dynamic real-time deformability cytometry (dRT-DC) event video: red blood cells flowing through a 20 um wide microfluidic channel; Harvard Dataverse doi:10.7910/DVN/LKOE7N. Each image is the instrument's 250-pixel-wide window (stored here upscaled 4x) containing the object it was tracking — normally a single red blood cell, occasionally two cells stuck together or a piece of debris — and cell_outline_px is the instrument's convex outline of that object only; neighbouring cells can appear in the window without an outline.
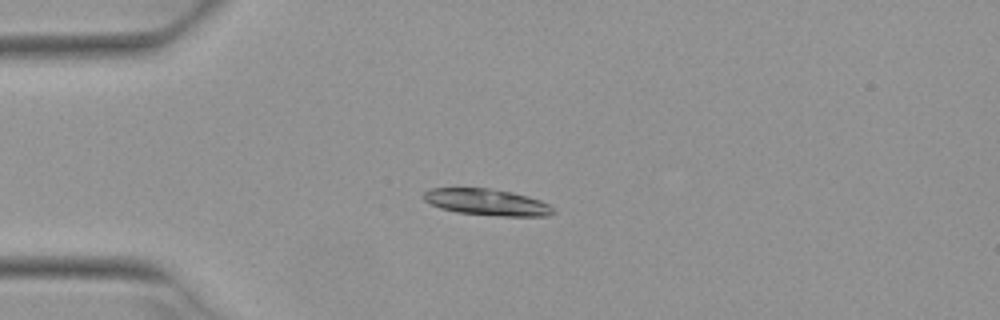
{"species": "Egyptian fruit bat (a non-hibernating species)", "species_latin": "Rousettus aegyptiacus", "temperature_condition": "warm", "stored_images_in_passage": 4, "camera_frame_rate_fps": 3000, "um_per_image_px": 0.085, "animal": {"sex": "female"}, "frame": {"image": 1, "passage_image": 3, "time_ms": 0.667, "image_size_px": [1000, 320], "cell_outline_px": [[556, 212], [548, 216], [500, 216], [456, 212], [440, 208], [424, 200], [424, 192], [432, 188], [488, 188], [512, 192], [528, 196], [540, 200], [548, 204]], "centroid_in_image_um": [41.41, 17.18], "position_along_channel_um": 43.6, "area_um2": 19.88}}